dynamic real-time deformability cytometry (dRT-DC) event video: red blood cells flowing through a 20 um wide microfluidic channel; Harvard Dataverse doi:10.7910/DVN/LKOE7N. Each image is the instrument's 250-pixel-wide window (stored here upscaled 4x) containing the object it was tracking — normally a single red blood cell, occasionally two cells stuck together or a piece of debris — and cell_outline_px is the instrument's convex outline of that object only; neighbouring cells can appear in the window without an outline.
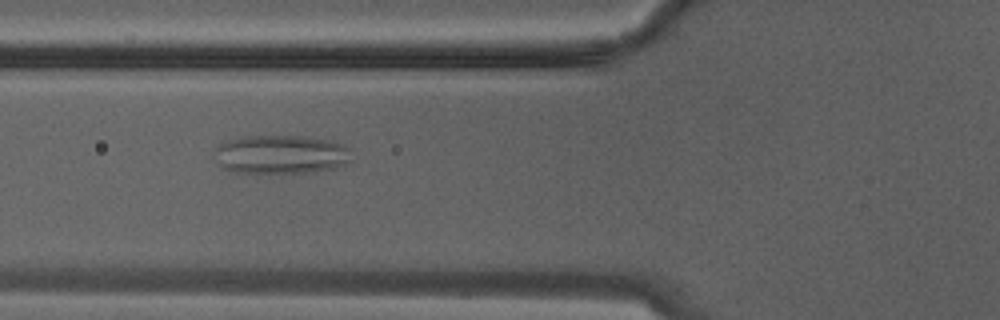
{"species": "Egyptian fruit bat (a non-hibernating species)", "species_latin": "Rousettus aegyptiacus", "temperature_condition": "warm", "stored_images_in_passage": 17, "camera_frame_rate_fps": 3000, "um_per_image_px": 0.085, "animal": {"sex": "male"}, "frame": {"image": 1, "passage_image": 8, "time_ms": 2.333, "image_size_px": [1000, 320], "cell_outline_px": [[352, 160], [336, 168], [304, 172], [236, 172], [220, 168], [212, 152], [220, 144], [228, 140], [244, 136], [308, 136], [332, 140], [344, 144], [352, 148]], "centroid_in_image_um": [23.91, 13.11], "position_along_channel_um": 101.9, "area_um2": 31.39}}